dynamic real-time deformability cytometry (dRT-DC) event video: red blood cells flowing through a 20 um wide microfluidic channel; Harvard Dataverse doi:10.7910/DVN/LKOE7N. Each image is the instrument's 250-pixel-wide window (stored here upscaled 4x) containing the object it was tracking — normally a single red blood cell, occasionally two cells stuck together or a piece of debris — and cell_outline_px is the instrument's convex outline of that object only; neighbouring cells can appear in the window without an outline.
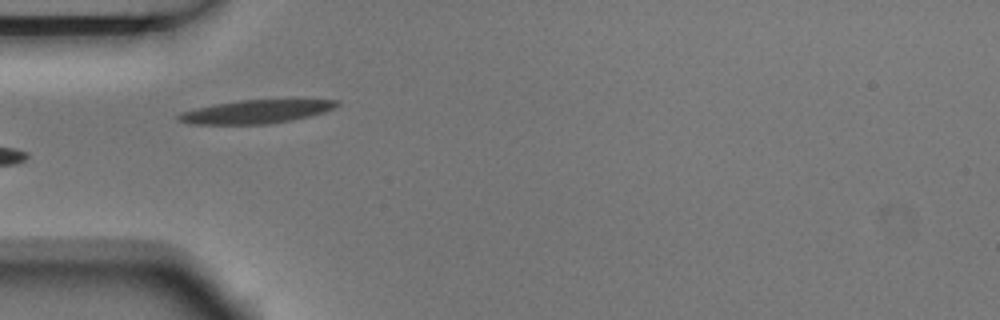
{"species": "Egyptian fruit bat (a non-hibernating species)", "species_latin": "Rousettus aegyptiacus", "temperature_condition": "room temperature", "stored_images_in_passage": 7, "camera_frame_rate_fps": 3000, "um_per_image_px": 0.085, "animal": {"sex": "male"}, "frame": {"image": 1, "passage_image": 5, "time_ms": 1.333, "image_size_px": [1000, 320], "cell_outline_px": [[340, 104], [324, 112], [308, 116], [268, 124], [188, 124], [176, 120], [176, 116], [180, 112], [196, 108], [216, 104], [240, 100], [340, 100]], "centroid_in_image_um": [21.68, 9.49], "position_along_channel_um": 63.3, "area_um2": 21.33}}
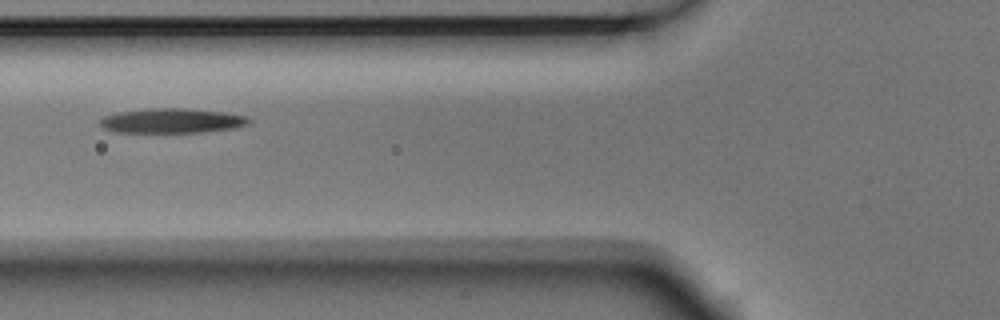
{"frame": {"image": 2, "passage_image": 6, "time_ms": 1.667, "image_size_px": [1000, 320], "cell_outline_px": [[252, 120], [248, 124], [236, 128], [204, 132], [112, 132], [104, 128], [100, 124], [100, 120], [104, 116], [120, 112], [156, 108], [184, 108], [224, 112], [248, 116]], "centroid_in_image_um": [14.67, 10.27], "position_along_channel_um": 111.1, "area_um2": 21.39}}
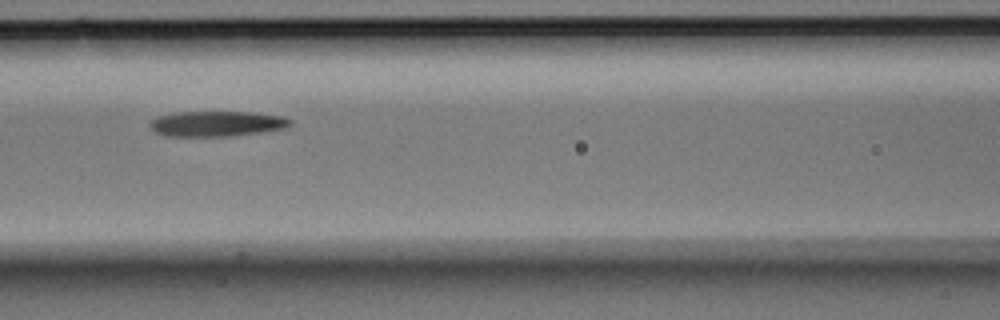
{"frame": {"image": 3, "passage_image": 7, "time_ms": 2.0, "image_size_px": [1000, 320], "cell_outline_px": [[292, 124], [288, 128], [264, 132], [236, 136], [164, 136], [156, 132], [148, 124], [156, 116], [176, 112], [252, 112], [284, 116], [292, 120]], "centroid_in_image_um": [18.48, 10.52], "position_along_channel_um": 148.1, "area_um2": 21.1}}